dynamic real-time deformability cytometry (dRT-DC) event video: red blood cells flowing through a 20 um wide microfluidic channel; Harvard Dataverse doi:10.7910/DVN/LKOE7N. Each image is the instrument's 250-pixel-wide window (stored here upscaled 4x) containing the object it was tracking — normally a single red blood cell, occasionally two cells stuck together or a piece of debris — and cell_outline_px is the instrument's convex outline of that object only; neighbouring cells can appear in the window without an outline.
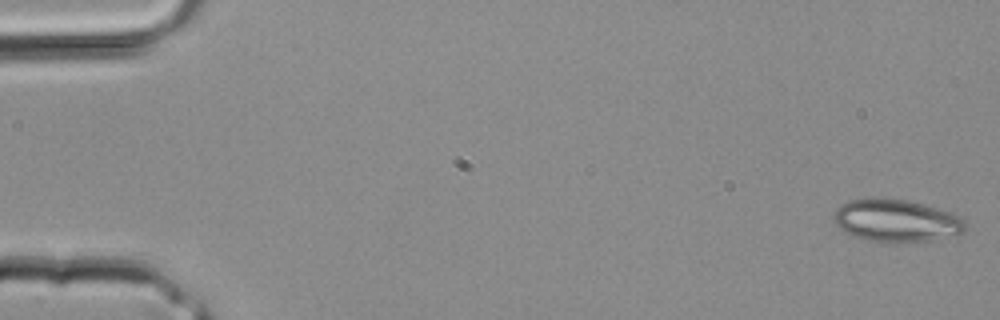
{"species": "common noctule bat (a hibernating species)", "species_latin": "Nyctalus noctula", "temperature_condition": "room temperature", "stored_images_in_passage": 4, "segment_of_instrument_passage": [1, 2], "camera_frame_rate_fps": 3000, "um_per_image_px": 0.085, "animal": {"sex": "male", "body_mass_g": 20.4}, "frame": {"image": 1, "passage_image": 1, "time_ms": 0.0, "image_size_px": [1000, 320], "cell_outline_px": [[964, 232], [956, 236], [932, 240], [896, 244], [888, 244], [864, 240], [852, 236], [840, 228], [832, 220], [836, 208], [840, 204], [848, 200], [872, 196], [908, 200], [956, 212], [964, 220]], "centroid_in_image_um": [76.18, 18.76], "position_along_channel_um": 8.8, "area_um2": 33.93}}